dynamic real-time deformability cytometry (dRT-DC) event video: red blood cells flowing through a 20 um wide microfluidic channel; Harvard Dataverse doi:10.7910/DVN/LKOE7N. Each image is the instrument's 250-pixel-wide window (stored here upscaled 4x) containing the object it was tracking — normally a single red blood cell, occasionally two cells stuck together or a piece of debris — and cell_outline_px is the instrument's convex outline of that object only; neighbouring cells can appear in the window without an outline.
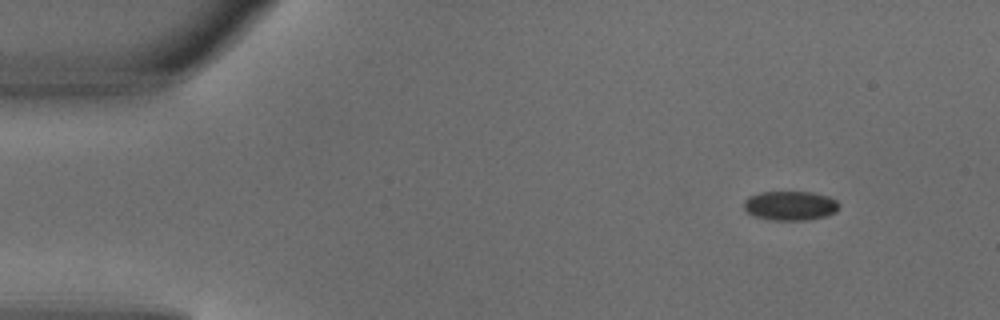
{"species": "common noctule bat (a hibernating species)", "species_latin": "Nyctalus noctula", "temperature_condition": "warm", "stored_images_in_passage": 2, "camera_frame_rate_fps": 3000, "um_per_image_px": 0.085, "animal": {"sex": "male", "body_mass_g": 18.8}, "frame": {"image": 1, "passage_image": 1, "time_ms": 0.0, "image_size_px": [1000, 320], "cell_outline_px": [[840, 208], [836, 212], [824, 216], [808, 220], [768, 220], [752, 216], [744, 212], [744, 200], [748, 196], [760, 192], [812, 192], [828, 196], [836, 200], [840, 204]], "centroid_in_image_um": [67.14, 17.49], "position_along_channel_um": 17.9, "area_um2": 16.59}}